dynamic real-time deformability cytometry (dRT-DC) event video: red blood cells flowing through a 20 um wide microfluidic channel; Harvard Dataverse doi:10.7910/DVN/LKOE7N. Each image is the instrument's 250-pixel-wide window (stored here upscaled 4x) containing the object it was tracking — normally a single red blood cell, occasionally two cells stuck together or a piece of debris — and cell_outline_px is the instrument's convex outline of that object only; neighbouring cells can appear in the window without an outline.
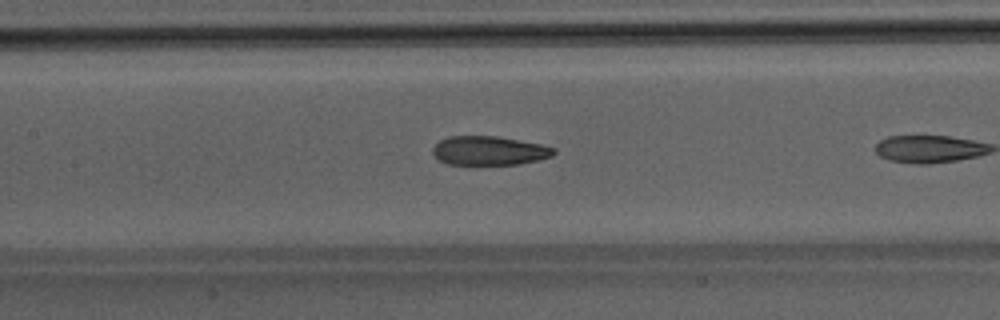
{"species": "Egyptian fruit bat (a non-hibernating species)", "species_latin": "Rousettus aegyptiacus", "temperature_condition": "room temperature", "stored_images_in_passage": 10, "camera_frame_rate_fps": 3000, "um_per_image_px": 0.085, "animal": {"sex": "male"}, "frame": {"image": 1, "passage_image": 9, "time_ms": 2.667, "image_size_px": [1000, 320], "cell_outline_px": [[556, 152], [552, 156], [536, 160], [516, 164], [448, 164], [440, 160], [432, 152], [432, 148], [440, 140], [448, 136], [496, 136], [540, 144], [556, 148]], "centroid_in_image_um": [41.57, 12.8], "position_along_channel_um": 165.8, "area_um2": 20.23}}